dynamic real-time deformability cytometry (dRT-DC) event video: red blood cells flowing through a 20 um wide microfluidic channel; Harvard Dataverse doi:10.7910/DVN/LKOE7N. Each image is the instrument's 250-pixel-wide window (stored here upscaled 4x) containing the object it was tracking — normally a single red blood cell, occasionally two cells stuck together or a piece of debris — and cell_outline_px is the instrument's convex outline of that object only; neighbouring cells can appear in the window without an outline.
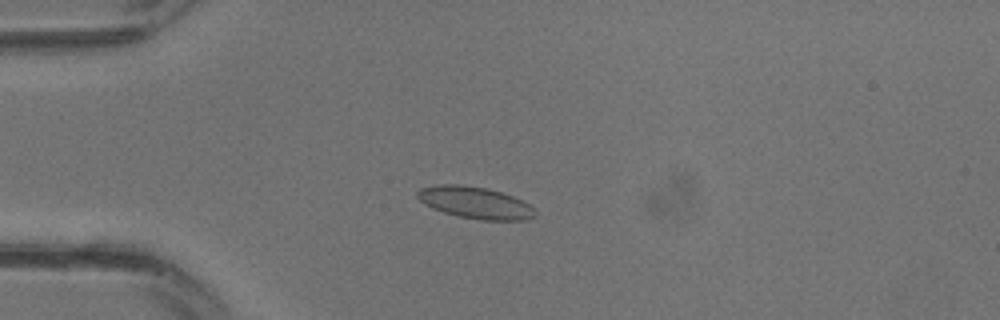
{"species": "common noctule bat (a hibernating species)", "species_latin": "Nyctalus noctula", "temperature_condition": "warm", "stored_images_in_passage": 12, "camera_frame_rate_fps": 3000, "um_per_image_px": 0.085, "animal": {"sex": "male", "body_mass_g": 13.3}, "frame": {"image": 1, "passage_image": 1, "time_ms": 0.0, "image_size_px": [1000, 320], "cell_outline_px": [[536, 216], [524, 220], [484, 220], [460, 216], [444, 212], [432, 208], [424, 204], [416, 196], [416, 192], [420, 188], [440, 184], [460, 184], [484, 188], [500, 192], [512, 196], [528, 204], [536, 212]], "centroid_in_image_um": [40.35, 17.22], "position_along_channel_um": 44.6, "area_um2": 21.56}}
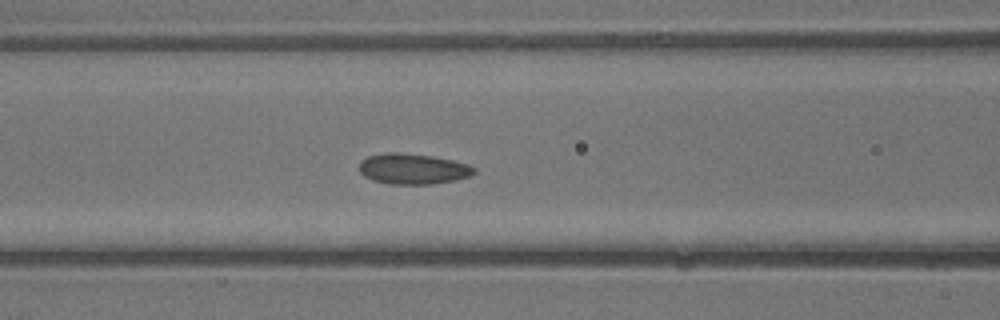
{"frame": {"image": 2, "passage_image": 6, "time_ms": 1.667, "image_size_px": [1000, 320], "cell_outline_px": [[476, 172], [472, 176], [456, 180], [432, 184], [388, 184], [372, 180], [364, 176], [360, 172], [360, 160], [368, 156], [388, 152], [396, 152], [432, 156], [452, 160], [468, 164], [476, 168]], "centroid_in_image_um": [35.12, 14.36], "position_along_channel_um": 131.5, "area_um2": 20.63}}
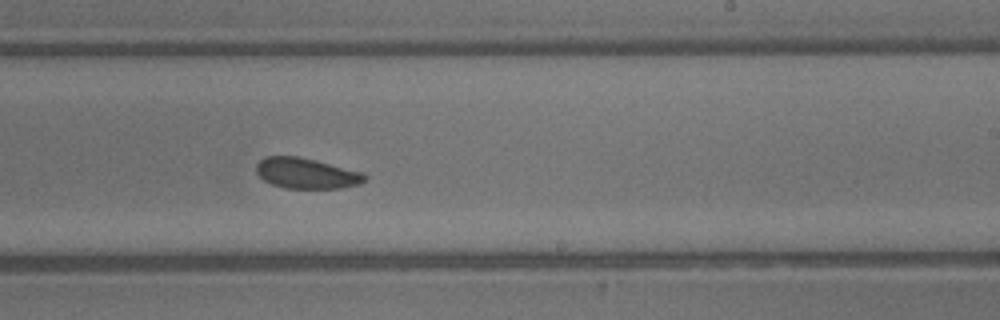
{"frame": {"image": 3, "passage_image": 12, "time_ms": 3.667, "image_size_px": [1000, 320], "cell_outline_px": [[368, 176], [360, 184], [340, 188], [284, 188], [272, 184], [264, 180], [256, 172], [256, 164], [264, 156], [300, 156], [364, 172]], "centroid_in_image_um": [26.05, 14.72], "position_along_channel_um": 262.9, "area_um2": 19.48}}